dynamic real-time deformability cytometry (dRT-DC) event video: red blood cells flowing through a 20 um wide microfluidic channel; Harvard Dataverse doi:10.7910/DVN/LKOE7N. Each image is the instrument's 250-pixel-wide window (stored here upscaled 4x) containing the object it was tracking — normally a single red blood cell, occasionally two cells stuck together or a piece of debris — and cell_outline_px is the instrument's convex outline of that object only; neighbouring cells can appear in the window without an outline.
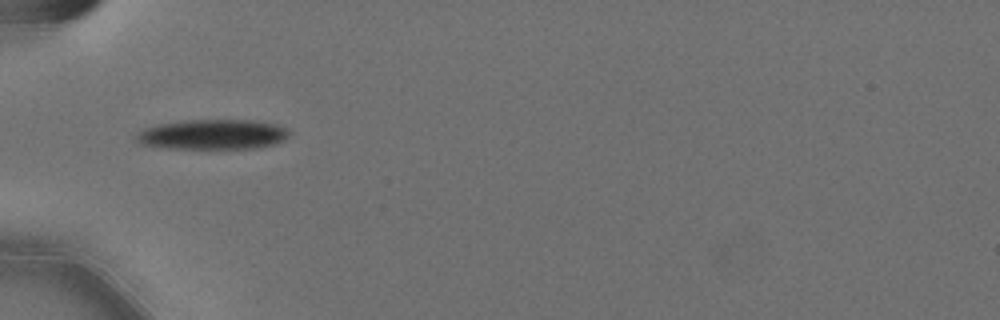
{"species": "Egyptian fruit bat (a non-hibernating species)", "species_latin": "Rousettus aegyptiacus", "temperature_condition": "cold", "stored_images_in_passage": 38, "camera_frame_rate_fps": 3000, "um_per_image_px": 0.085, "animal": {"sex": "female"}, "frame": {"image": 1, "passage_image": 1, "time_ms": 0.0, "image_size_px": [1000, 320], "cell_outline_px": [[292, 132], [284, 140], [276, 144], [256, 148], [168, 148], [140, 144], [136, 140], [136, 136], [144, 128], [160, 124], [188, 120], [256, 120], [276, 124], [288, 128]], "centroid_in_image_um": [18.15, 11.42], "position_along_channel_um": 66.8, "area_um2": 26.76}}
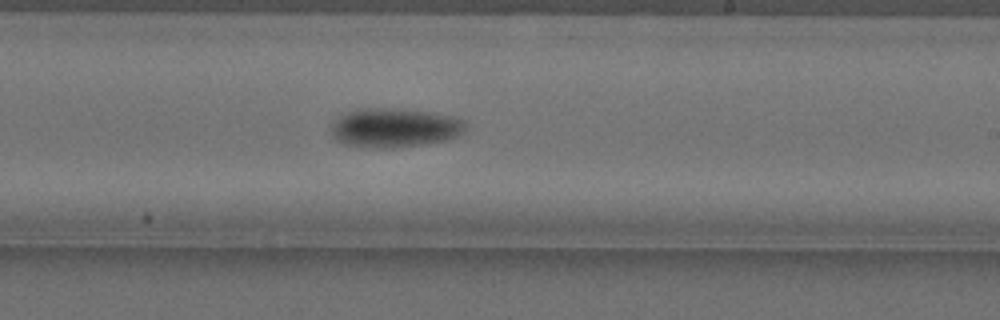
{"frame": {"image": 2, "passage_image": 17, "time_ms": 5.333, "image_size_px": [1000, 320], "cell_outline_px": [[468, 124], [464, 132], [448, 140], [392, 148], [372, 148], [344, 144], [336, 140], [332, 136], [332, 124], [340, 116], [348, 112], [360, 108], [392, 108], [432, 112], [452, 116], [464, 120]], "centroid_in_image_um": [33.56, 10.86], "position_along_channel_um": 255.4, "area_um2": 30.75}}
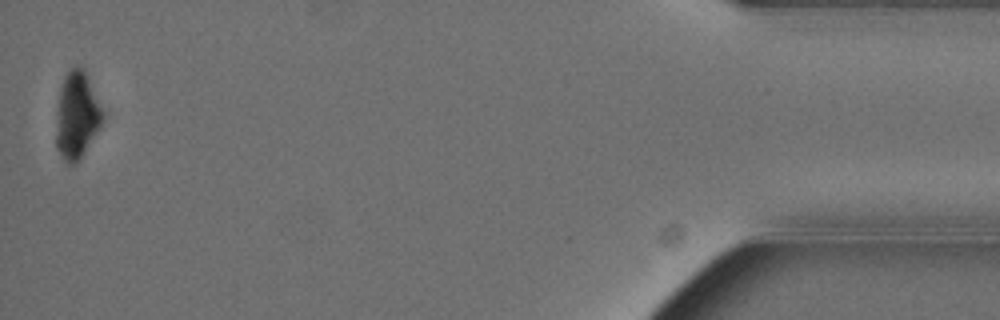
{"frame": {"image": 3, "passage_image": 38, "time_ms": 12.333, "image_size_px": [1000, 320], "cell_outline_px": [[104, 120], [100, 128], [80, 160], [76, 164], [64, 164], [56, 148], [56, 112], [60, 88], [64, 76], [76, 64], [84, 68], [88, 76], [104, 112]], "centroid_in_image_um": [6.53, 9.84], "position_along_channel_um": 428.7, "area_um2": 24.22}, "authors_computed_cell_mechanics": {"area_um2": 27.8596, "velocity_mm_per_s": 3.5882, "shape_relaxation_time_tau1_ms": 2.5862, "shape_relaxation_time_tau2_ms": null, "deformation_change_tau1": 0.13, "deformation_change_tau2": null}}